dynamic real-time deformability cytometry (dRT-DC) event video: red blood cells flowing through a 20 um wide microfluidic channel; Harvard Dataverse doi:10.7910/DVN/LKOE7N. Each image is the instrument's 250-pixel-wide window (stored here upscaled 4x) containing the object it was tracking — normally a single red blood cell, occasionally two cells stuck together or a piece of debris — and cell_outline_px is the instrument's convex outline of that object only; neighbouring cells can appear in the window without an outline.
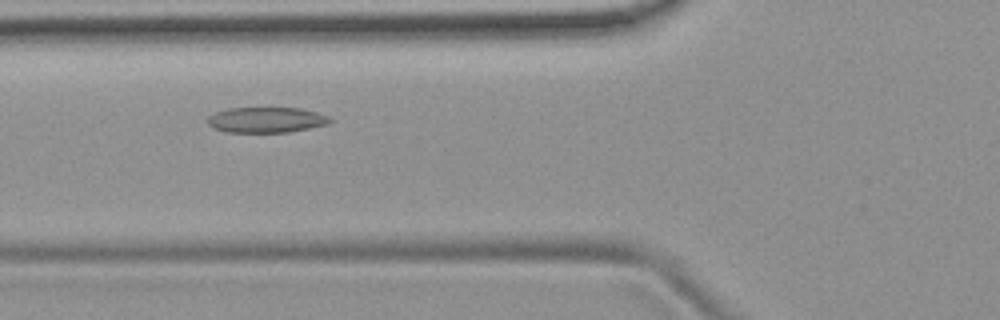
{"species": "common noctule bat (a hibernating species)", "species_latin": "Nyctalus noctula", "temperature_condition": "room temperature", "stored_images_in_passage": 6, "camera_frame_rate_fps": 3000, "um_per_image_px": 0.085, "animal": {"sex": "female", "body_mass_g": 19.9}, "frame": {"image": 1, "passage_image": 4, "time_ms": 1.0, "image_size_px": [1000, 320], "cell_outline_px": [[332, 120], [328, 124], [288, 132], [224, 132], [212, 128], [208, 124], [208, 116], [216, 112], [228, 108], [300, 108], [316, 112], [328, 116]], "centroid_in_image_um": [22.6, 10.19], "position_along_channel_um": 103.2, "area_um2": 18.15}}
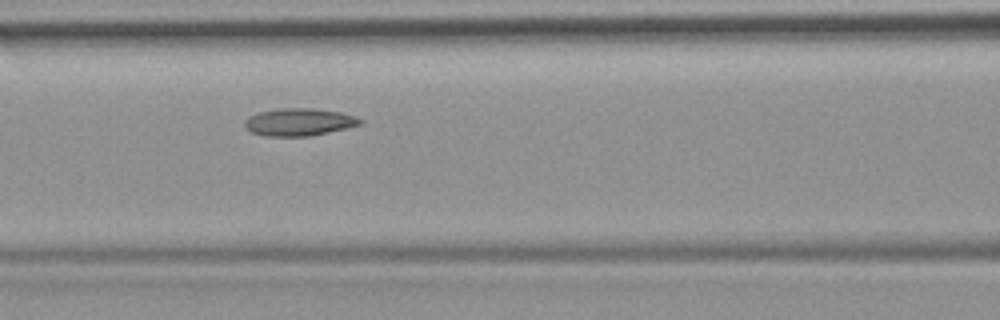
{"frame": {"image": 2, "passage_image": 5, "time_ms": 1.333, "image_size_px": [1000, 320], "cell_outline_px": [[364, 124], [328, 132], [308, 136], [264, 136], [252, 132], [244, 124], [244, 120], [248, 116], [260, 112], [280, 108], [316, 108], [340, 112], [356, 116], [364, 120]], "centroid_in_image_um": [25.46, 10.36], "position_along_channel_um": 141.1, "area_um2": 18.55}}
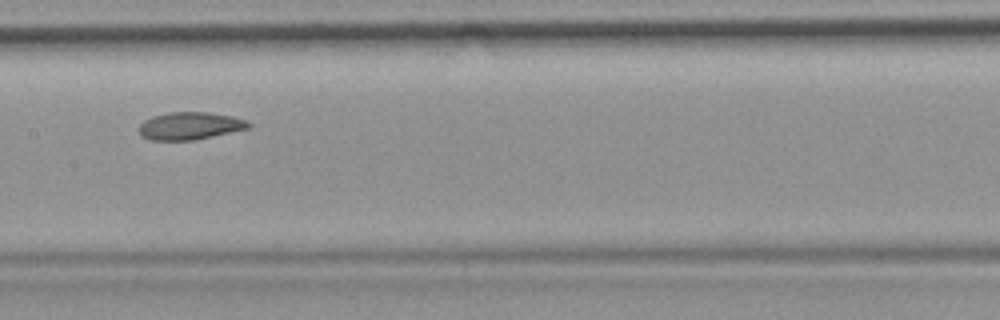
{"frame": {"image": 3, "passage_image": 6, "time_ms": 1.667, "image_size_px": [1000, 320], "cell_outline_px": [[252, 124], [248, 128], [196, 140], [148, 140], [140, 136], [140, 124], [144, 120], [152, 116], [168, 112], [208, 112], [232, 116], [248, 120]], "centroid_in_image_um": [16.14, 10.7], "position_along_channel_um": 191.3, "area_um2": 17.69}}